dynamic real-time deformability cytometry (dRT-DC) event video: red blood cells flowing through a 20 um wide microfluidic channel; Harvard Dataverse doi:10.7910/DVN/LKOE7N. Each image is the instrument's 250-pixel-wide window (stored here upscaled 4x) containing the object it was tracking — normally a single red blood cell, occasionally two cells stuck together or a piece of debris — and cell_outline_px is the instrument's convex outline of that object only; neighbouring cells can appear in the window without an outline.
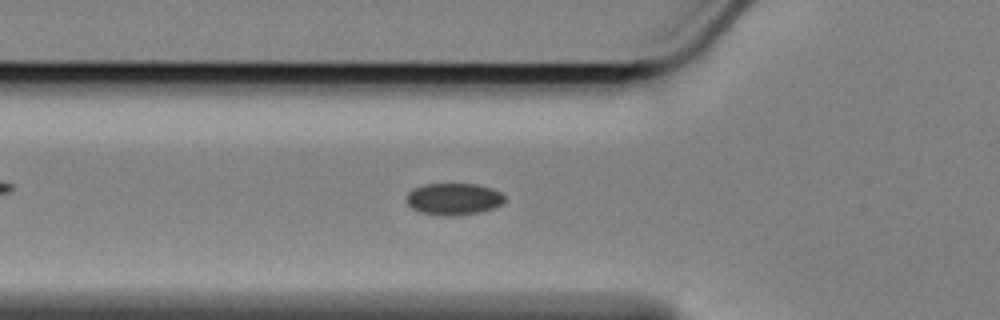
{"species": "Egyptian fruit bat (a non-hibernating species)", "species_latin": "Rousettus aegyptiacus", "temperature_condition": "cold", "stored_images_in_passage": 57, "segment_of_instrument_passage": [1, 2], "camera_frame_rate_fps": 3000, "um_per_image_px": 0.085, "animal": {"sex": "female"}, "frame": {"image": 1, "passage_image": 17, "time_ms": 5.333, "image_size_px": [1000, 320], "cell_outline_px": [[504, 200], [500, 204], [492, 208], [480, 212], [456, 216], [440, 216], [420, 212], [412, 208], [404, 200], [408, 192], [412, 188], [424, 184], [476, 184], [492, 188], [500, 192], [504, 196]], "centroid_in_image_um": [38.5, 16.92], "position_along_channel_um": 87.3, "area_um2": 18.38}}
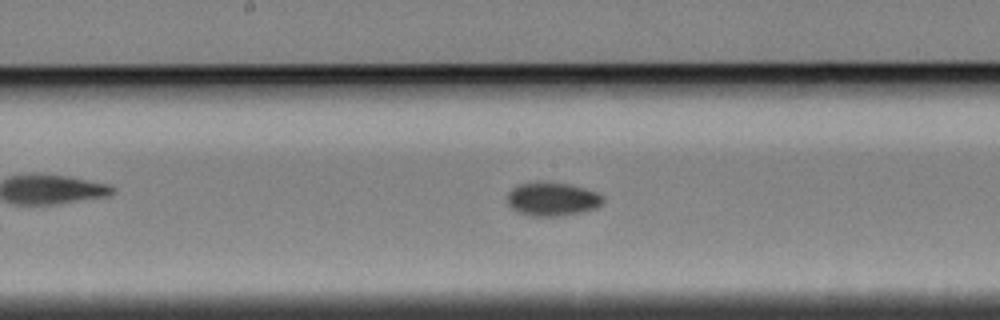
{"frame": {"image": 2, "passage_image": 27, "time_ms": 8.667, "image_size_px": [1000, 320], "cell_outline_px": [[604, 200], [596, 208], [580, 212], [560, 216], [532, 216], [520, 212], [512, 208], [508, 204], [508, 192], [516, 184], [540, 180], [568, 184], [584, 188], [596, 192], [604, 196]], "centroid_in_image_um": [46.92, 16.89], "position_along_channel_um": 201.3, "area_um2": 18.9}}
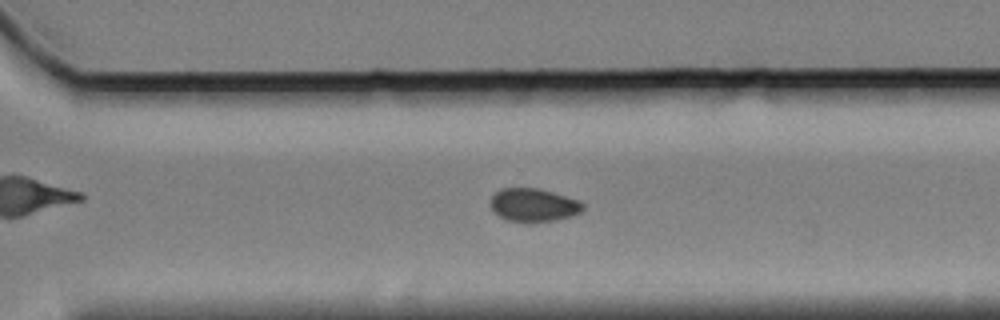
{"frame": {"image": 3, "passage_image": 38, "time_ms": 12.333, "image_size_px": [1000, 320], "cell_outline_px": [[584, 208], [580, 212], [572, 216], [556, 220], [508, 220], [500, 216], [488, 204], [492, 196], [500, 188], [540, 188], [580, 200], [584, 204]], "centroid_in_image_um": [45.37, 17.38], "position_along_channel_um": 325.2, "area_um2": 17.63}}